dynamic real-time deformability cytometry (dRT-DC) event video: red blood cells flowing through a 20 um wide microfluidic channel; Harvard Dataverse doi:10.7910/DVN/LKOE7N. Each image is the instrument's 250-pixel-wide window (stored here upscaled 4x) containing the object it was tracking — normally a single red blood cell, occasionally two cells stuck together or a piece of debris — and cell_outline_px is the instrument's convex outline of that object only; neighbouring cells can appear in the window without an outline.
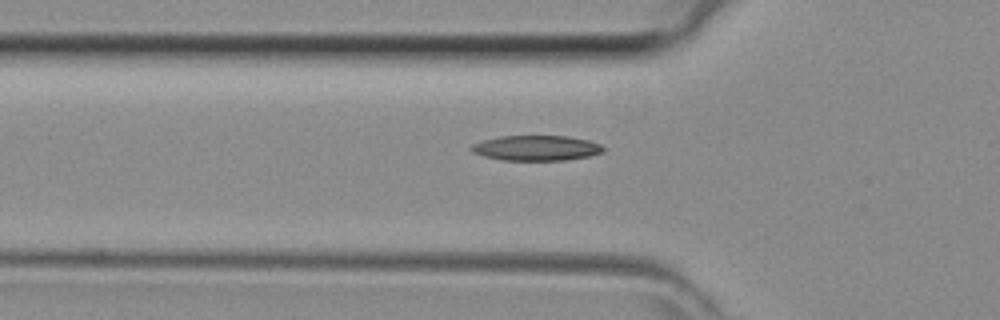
{"species": "common noctule bat (a hibernating species)", "species_latin": "Nyctalus noctula", "temperature_condition": "room temperature", "stored_images_in_passage": 32, "camera_frame_rate_fps": 3000, "um_per_image_px": 0.085, "animal": {"sex": "female", "body_mass_g": 29.2, "forearm_length_mm": 56.3}, "frame": {"image": 1, "passage_image": 7, "time_ms": 2.0, "image_size_px": [1000, 320], "cell_outline_px": [[604, 152], [588, 156], [564, 160], [504, 160], [484, 156], [472, 152], [468, 148], [472, 144], [484, 140], [500, 136], [568, 136], [588, 140], [600, 144], [604, 148]], "centroid_in_image_um": [45.57, 12.58], "position_along_channel_um": 80.2, "area_um2": 19.31}}
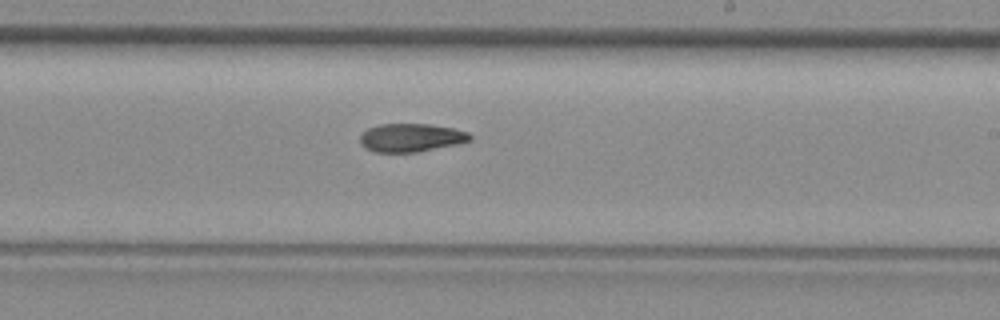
{"frame": {"image": 2, "passage_image": 18, "time_ms": 5.667, "image_size_px": [1000, 320], "cell_outline_px": [[472, 140], [456, 144], [416, 152], [376, 152], [364, 148], [360, 144], [360, 136], [368, 128], [380, 124], [428, 124], [452, 128], [468, 132], [472, 136]], "centroid_in_image_um": [34.92, 11.7], "position_along_channel_um": 254.1, "area_um2": 18.03}}
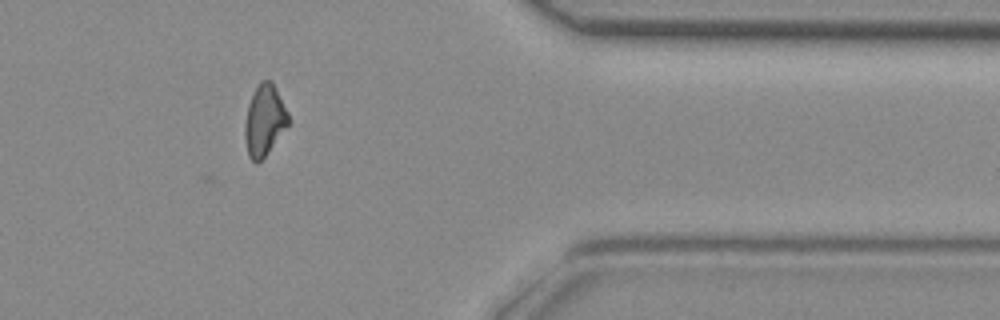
{"frame": {"image": 3, "passage_image": 28, "time_ms": 9.0, "image_size_px": [1000, 320], "cell_outline_px": [[288, 124], [268, 152], [256, 164], [248, 156], [244, 136], [244, 124], [248, 104], [260, 80], [272, 80], [288, 112]], "centroid_in_image_um": [22.45, 10.22], "position_along_channel_um": 388.9, "area_um2": 17.8}}